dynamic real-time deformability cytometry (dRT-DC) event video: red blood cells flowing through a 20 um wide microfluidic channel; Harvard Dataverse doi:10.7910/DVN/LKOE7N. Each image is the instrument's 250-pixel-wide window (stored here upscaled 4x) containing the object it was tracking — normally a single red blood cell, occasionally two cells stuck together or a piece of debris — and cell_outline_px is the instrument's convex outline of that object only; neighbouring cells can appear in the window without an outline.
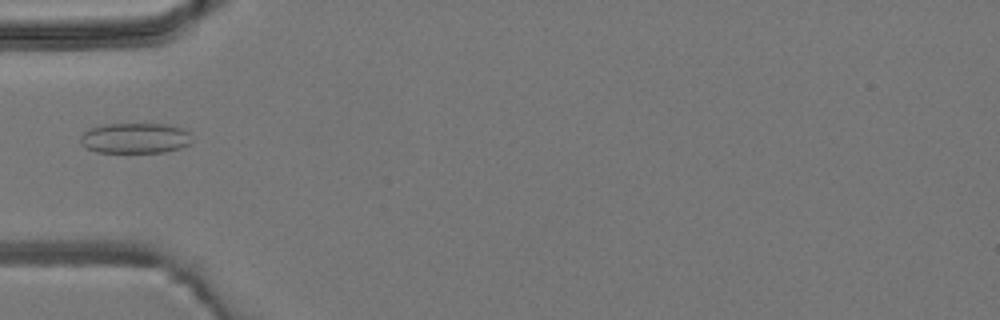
{"species": "common noctule bat (a hibernating species)", "species_latin": "Nyctalus noctula", "temperature_condition": "room temperature", "stored_images_in_passage": 4, "camera_frame_rate_fps": 3000, "um_per_image_px": 0.085, "animal": {"sex": "male", "body_mass_g": 19.2, "forearm_length_mm": 51.8}, "frame": {"image": 1, "passage_image": 3, "time_ms": 2.333, "image_size_px": [1000, 320], "cell_outline_px": [[192, 140], [188, 144], [180, 148], [164, 152], [96, 152], [80, 144], [80, 136], [88, 128], [104, 124], [164, 124], [184, 128], [188, 132]], "centroid_in_image_um": [11.46, 11.73], "position_along_channel_um": 73.5, "area_um2": 19.83}}